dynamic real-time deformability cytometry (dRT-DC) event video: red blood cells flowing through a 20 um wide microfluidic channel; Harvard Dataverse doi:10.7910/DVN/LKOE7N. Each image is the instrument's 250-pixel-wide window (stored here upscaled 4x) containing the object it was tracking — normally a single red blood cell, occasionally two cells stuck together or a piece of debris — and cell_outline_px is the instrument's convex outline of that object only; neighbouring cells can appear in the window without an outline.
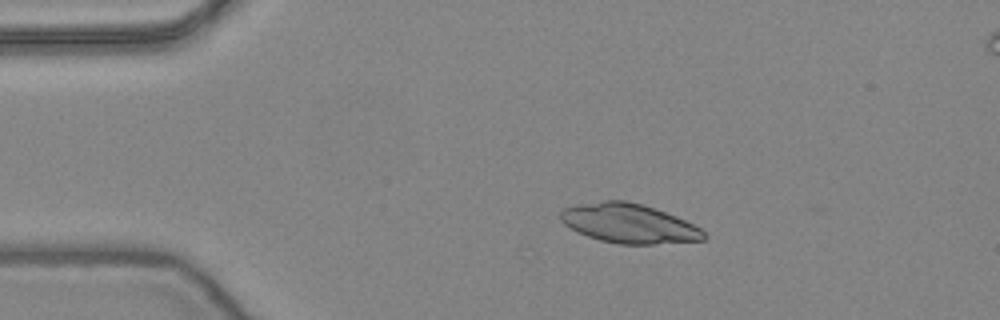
{"species": "common noctule bat (a hibernating species)", "species_latin": "Nyctalus noctula", "temperature_condition": "warm", "stored_images_in_passage": 22, "camera_frame_rate_fps": 3000, "um_per_image_px": 0.085, "animal": {"sex": "female", "body_mass_g": 24.6, "forearm_length_mm": 56.2}, "frame": {"image": 1, "passage_image": 9, "time_ms": 2.667, "image_size_px": [1000, 320], "cell_outline_px": [[708, 236], [704, 240], [652, 244], [616, 244], [600, 240], [576, 232], [564, 224], [560, 220], [560, 212], [564, 208], [576, 204], [604, 200], [624, 200], [640, 204], [676, 216], [700, 228]], "centroid_in_image_um": [53.42, 18.99], "position_along_channel_um": 31.6, "area_um2": 32.77}}
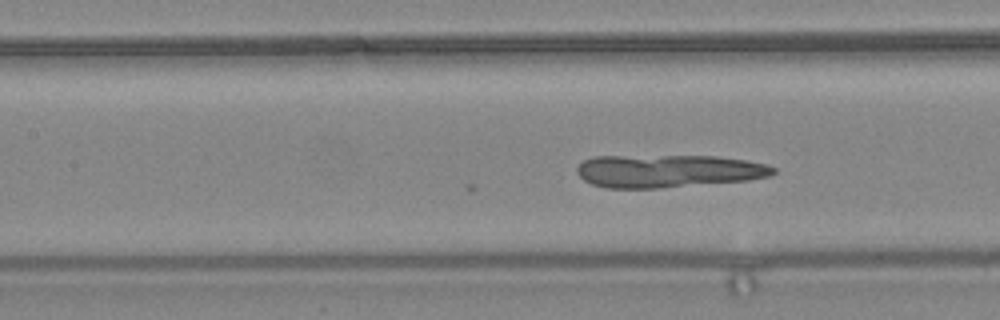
{"frame": {"image": 2, "passage_image": 22, "time_ms": 7.0, "image_size_px": [1000, 320], "cell_outline_px": [[776, 172], [772, 176], [748, 180], [660, 188], [604, 188], [592, 184], [584, 180], [576, 172], [576, 168], [584, 160], [592, 156], [716, 156], [744, 160], [768, 164], [776, 168]], "centroid_in_image_um": [56.8, 14.54], "position_along_channel_um": 150.6, "area_um2": 37.74}}